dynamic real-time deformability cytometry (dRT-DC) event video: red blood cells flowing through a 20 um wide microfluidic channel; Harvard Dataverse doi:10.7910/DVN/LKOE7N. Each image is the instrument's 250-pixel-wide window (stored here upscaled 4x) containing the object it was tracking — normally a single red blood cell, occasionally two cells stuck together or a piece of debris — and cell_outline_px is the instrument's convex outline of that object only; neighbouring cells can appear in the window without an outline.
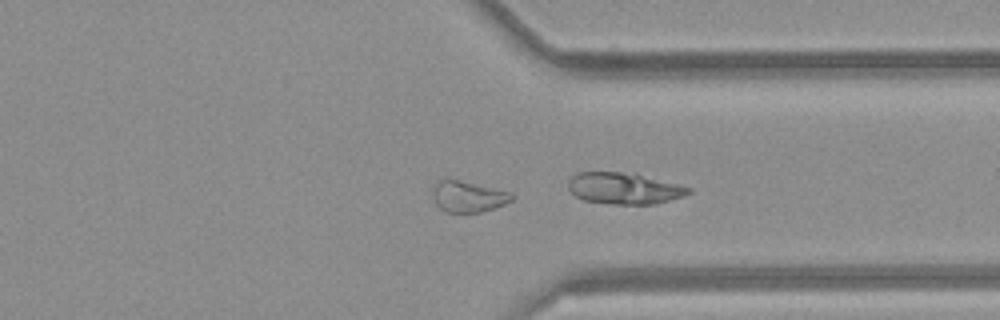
{"species": "common noctule bat (a hibernating species)", "species_latin": "Nyctalus noctula", "temperature_condition": "room temperature", "stored_images_in_passage": 38, "camera_frame_rate_fps": 3000, "um_per_image_px": 0.085, "animal": {"sex": "female", "body_mass_g": 21.9}, "frame": {"image": 1, "passage_image": 26, "time_ms": 8.333, "image_size_px": [1000, 320], "cell_outline_px": [[516, 196], [512, 200], [496, 208], [480, 212], [448, 212], [440, 208], [436, 204], [432, 196], [432, 192], [436, 180], [456, 180], [512, 192]], "centroid_in_image_um": [39.8, 16.72], "position_along_channel_um": 371.6, "area_um2": 14.22}}